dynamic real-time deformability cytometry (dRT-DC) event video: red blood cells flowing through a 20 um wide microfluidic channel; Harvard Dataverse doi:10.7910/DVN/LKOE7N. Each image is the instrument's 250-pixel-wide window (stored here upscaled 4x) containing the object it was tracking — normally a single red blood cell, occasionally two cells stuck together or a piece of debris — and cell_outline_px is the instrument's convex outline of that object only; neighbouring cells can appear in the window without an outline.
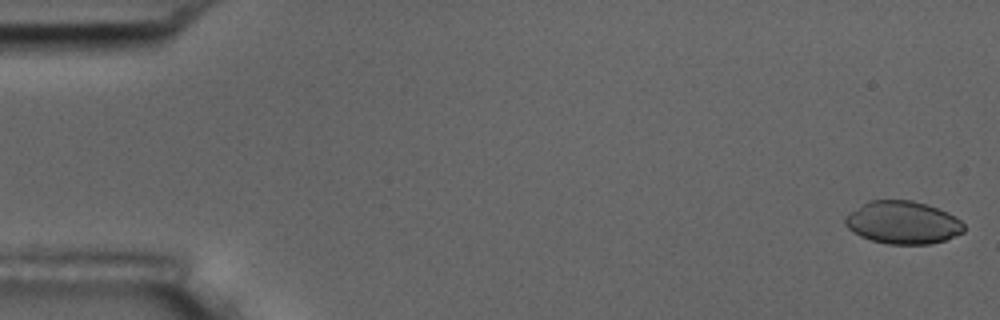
{"species": "common noctule bat (a hibernating species)", "species_latin": "Nyctalus noctula", "temperature_condition": "room temperature", "stored_images_in_passage": 55, "camera_frame_rate_fps": 3000, "um_per_image_px": 0.085, "animal": {"sex": "male", "body_mass_g": 17.5, "forearm_length_mm": 52.3}, "frame": {"image": 1, "passage_image": 1, "time_ms": 0.0, "image_size_px": [1000, 320], "cell_outline_px": [[964, 232], [944, 240], [928, 244], [888, 244], [872, 240], [860, 236], [852, 232], [844, 224], [844, 216], [848, 212], [868, 200], [912, 200], [948, 212], [960, 220], [964, 224]], "centroid_in_image_um": [76.69, 18.91], "position_along_channel_um": 8.3, "area_um2": 29.65}}
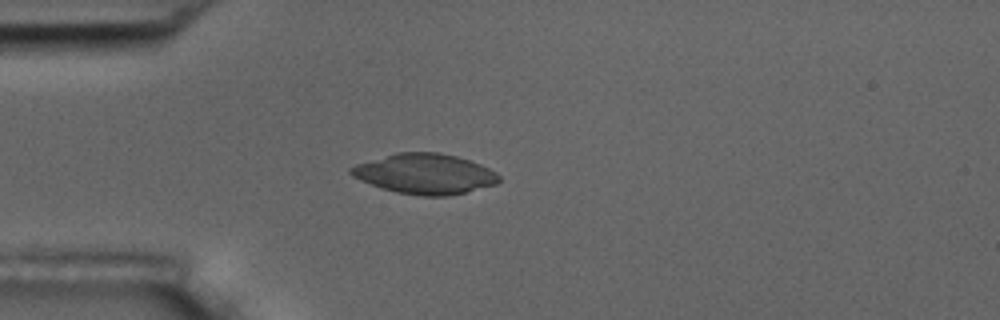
{"frame": {"image": 2, "passage_image": 15, "time_ms": 4.667, "image_size_px": [1000, 320], "cell_outline_px": [[500, 180], [496, 184], [448, 196], [424, 196], [396, 192], [372, 184], [352, 176], [348, 172], [348, 168], [356, 164], [396, 152], [440, 152], [456, 156], [480, 164], [496, 172], [500, 176]], "centroid_in_image_um": [36.11, 14.76], "position_along_channel_um": 48.9, "area_um2": 34.45}}